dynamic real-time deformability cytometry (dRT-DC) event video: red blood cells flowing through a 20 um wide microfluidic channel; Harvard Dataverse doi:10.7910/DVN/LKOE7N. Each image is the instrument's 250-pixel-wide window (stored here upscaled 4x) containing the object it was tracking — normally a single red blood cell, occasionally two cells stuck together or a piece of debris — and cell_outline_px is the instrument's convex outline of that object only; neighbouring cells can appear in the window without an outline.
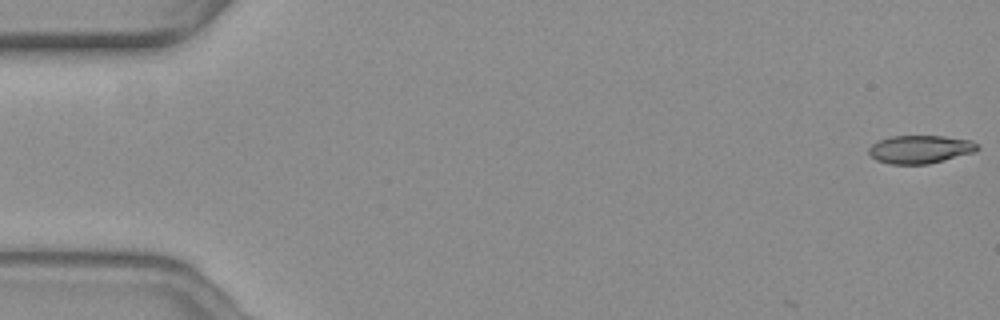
{"species": "common noctule bat (a hibernating species)", "species_latin": "Nyctalus noctula", "temperature_condition": "warm", "stored_images_in_passage": 4, "camera_frame_rate_fps": 3000, "um_per_image_px": 0.085, "animal": {"sex": "female", "body_mass_g": 19.3, "forearm_length_mm": 54.1}, "frame": {"image": 1, "passage_image": 1, "time_ms": 0.0, "image_size_px": [1000, 320], "cell_outline_px": [[980, 148], [976, 152], [928, 164], [888, 164], [876, 160], [868, 152], [868, 148], [872, 144], [880, 140], [892, 136], [944, 136], [972, 140]], "centroid_in_image_um": [78.23, 12.69], "position_along_channel_um": 6.8, "area_um2": 17.86}}